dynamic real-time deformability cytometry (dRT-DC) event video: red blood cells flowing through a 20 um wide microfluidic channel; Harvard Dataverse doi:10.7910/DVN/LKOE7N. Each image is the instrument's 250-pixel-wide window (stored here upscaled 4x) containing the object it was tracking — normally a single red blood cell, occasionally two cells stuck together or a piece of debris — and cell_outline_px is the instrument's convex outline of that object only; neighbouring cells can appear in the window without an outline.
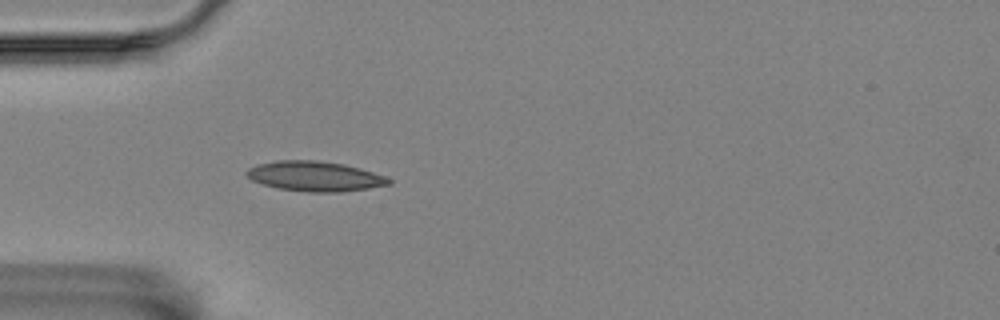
{"species": "Egyptian fruit bat (a non-hibernating species)", "species_latin": "Rousettus aegyptiacus", "temperature_condition": "room temperature", "stored_images_in_passage": 41, "camera_frame_rate_fps": 3000, "um_per_image_px": 0.085, "animal": {"sex": "female"}, "frame": {"image": 1, "passage_image": 1, "time_ms": 0.0, "image_size_px": [1000, 320], "cell_outline_px": [[392, 184], [368, 188], [340, 192], [308, 192], [276, 188], [260, 184], [252, 180], [244, 172], [248, 168], [256, 164], [276, 160], [316, 160], [344, 164], [360, 168], [384, 176], [392, 180]], "centroid_in_image_um": [26.72, 14.98], "position_along_channel_um": 58.3, "area_um2": 24.97}}
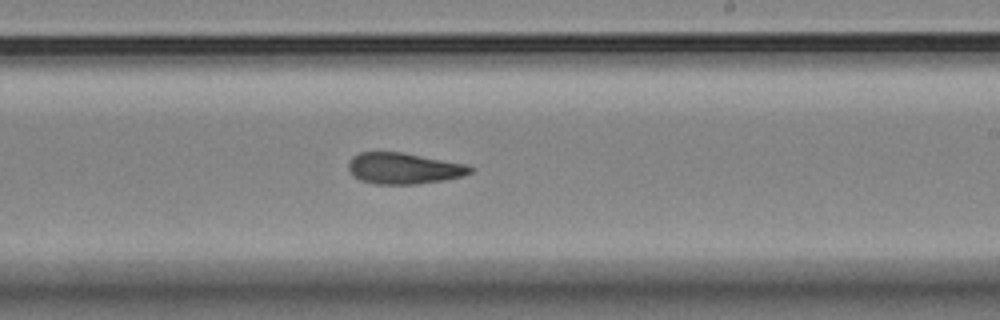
{"frame": {"image": 2, "passage_image": 18, "time_ms": 5.667, "image_size_px": [1000, 320], "cell_outline_px": [[476, 168], [472, 172], [464, 176], [444, 180], [416, 184], [376, 184], [360, 180], [352, 176], [348, 168], [348, 160], [352, 156], [360, 152], [404, 152], [468, 164]], "centroid_in_image_um": [34.34, 14.3], "position_along_channel_um": 254.7, "area_um2": 22.54}}
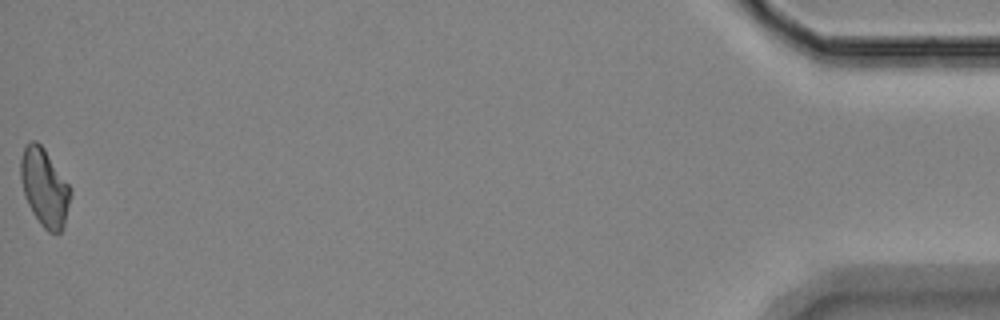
{"frame": {"image": 3, "passage_image": 41, "time_ms": 13.333, "image_size_px": [1000, 320], "cell_outline_px": [[72, 196], [64, 224], [60, 232], [48, 232], [40, 224], [32, 212], [24, 196], [20, 176], [20, 160], [24, 148], [32, 140], [36, 140], [44, 148], [68, 184], [72, 192]], "centroid_in_image_um": [3.78, 15.94], "position_along_channel_um": 431.4, "area_um2": 22.43}, "authors_computed_cell_mechanics": {"area_um2": 22.1952, "velocity_mm_per_s": 3.5269, "shape_relaxation_time_tau1_ms": null, "shape_relaxation_time_tau2_ms": 9.4594, "deformation_change_tau1": null, "deformation_change_tau2": 0.1769}}